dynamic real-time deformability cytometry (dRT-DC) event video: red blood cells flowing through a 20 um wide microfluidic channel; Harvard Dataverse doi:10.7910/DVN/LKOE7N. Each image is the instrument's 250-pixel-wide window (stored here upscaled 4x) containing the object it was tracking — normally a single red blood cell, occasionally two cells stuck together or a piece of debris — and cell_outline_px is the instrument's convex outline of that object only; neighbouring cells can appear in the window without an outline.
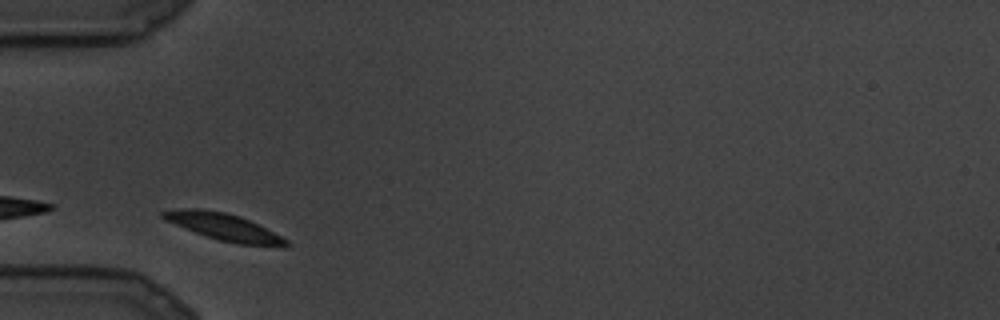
{"species": "common noctule bat (a hibernating species)", "species_latin": "Nyctalus noctula", "temperature_condition": "cold", "stored_images_in_passage": 8, "camera_frame_rate_fps": 3000, "um_per_image_px": 0.085, "animal": {"sex": "male", "body_mass_g": 19.5, "forearm_length_mm": 54.6}, "frame": {"image": 1, "passage_image": 1, "time_ms": 0.0, "image_size_px": [1000, 320], "cell_outline_px": [[292, 244], [284, 248], [236, 244], [220, 240], [196, 232], [164, 220], [160, 216], [160, 212], [184, 208], [200, 208], [224, 212], [240, 216], [288, 240]], "centroid_in_image_um": [19.08, 19.31], "position_along_channel_um": 65.9, "area_um2": 19.31}}
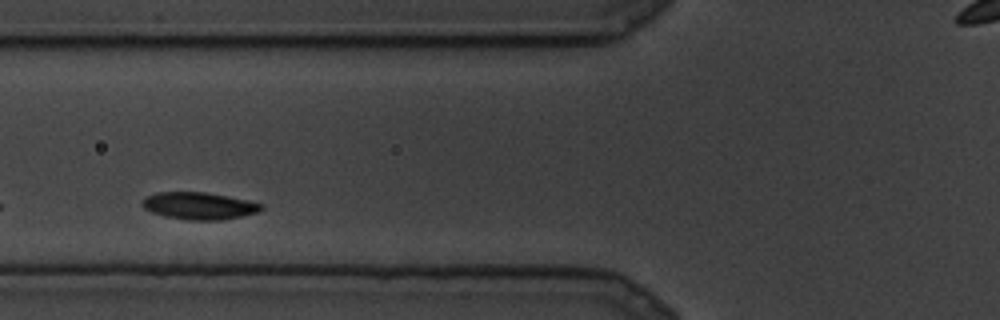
{"frame": {"image": 2, "passage_image": 3, "time_ms": 0.667, "image_size_px": [1000, 320], "cell_outline_px": [[264, 208], [260, 212], [220, 220], [188, 220], [164, 216], [152, 212], [144, 208], [140, 204], [148, 196], [156, 192], [204, 192], [228, 196], [248, 200], [264, 204]], "centroid_in_image_um": [16.95, 17.49], "position_along_channel_um": 108.8, "area_um2": 18.84}}
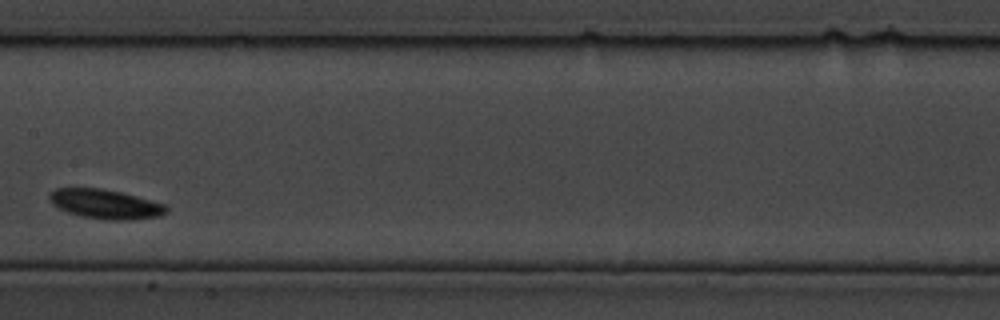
{"frame": {"image": 3, "passage_image": 7, "time_ms": 2.0, "image_size_px": [1000, 320], "cell_outline_px": [[168, 212], [160, 216], [136, 220], [104, 220], [80, 216], [68, 212], [52, 204], [48, 196], [56, 188], [104, 188], [136, 196], [164, 204], [168, 208]], "centroid_in_image_um": [8.98, 17.36], "position_along_channel_um": 198.4, "area_um2": 20.11}}